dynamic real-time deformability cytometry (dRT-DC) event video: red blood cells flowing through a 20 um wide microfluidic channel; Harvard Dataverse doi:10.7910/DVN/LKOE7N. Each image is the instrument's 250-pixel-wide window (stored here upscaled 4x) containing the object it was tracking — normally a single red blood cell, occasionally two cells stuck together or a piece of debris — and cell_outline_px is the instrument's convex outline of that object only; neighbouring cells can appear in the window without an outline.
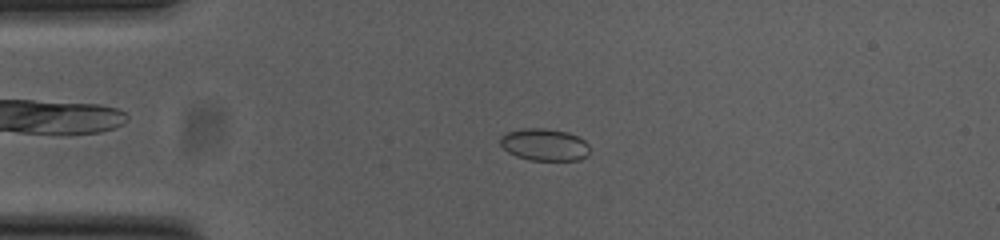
{"species": "common noctule bat (a hibernating species)", "species_latin": "Nyctalus noctula", "temperature_condition": "cold", "stored_images_in_passage": 53, "camera_frame_rate_fps": 3000, "um_per_image_px": 0.085, "animal": {"sex": "female", "body_mass_g": 23.0, "forearm_length_mm": 53.4}, "frame": {"image": 1, "passage_image": 12, "time_ms": 3.667, "image_size_px": [1000, 240], "cell_outline_px": [[588, 152], [580, 160], [528, 160], [516, 156], [508, 152], [500, 144], [500, 136], [508, 132], [524, 128], [544, 128], [568, 132], [584, 140], [588, 144]], "centroid_in_image_um": [46.25, 12.29], "position_along_channel_um": 38.8, "area_um2": 16.65}}
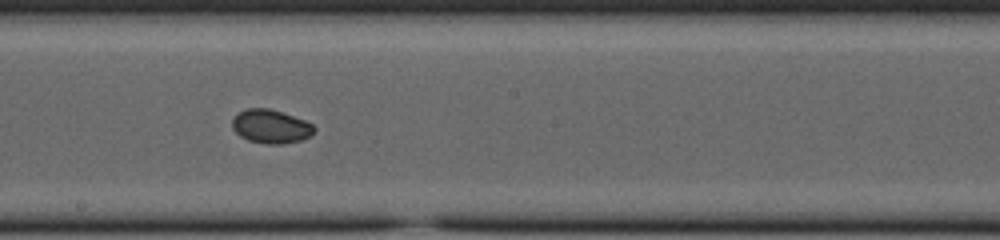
{"frame": {"image": 2, "passage_image": 29, "time_ms": 9.333, "image_size_px": [1000, 240], "cell_outline_px": [[316, 128], [308, 136], [300, 140], [280, 144], [268, 144], [248, 140], [240, 136], [232, 128], [232, 120], [240, 112], [248, 108], [268, 108], [304, 120], [312, 124]], "centroid_in_image_um": [22.99, 10.75], "position_along_channel_um": 225.2, "area_um2": 15.72}}
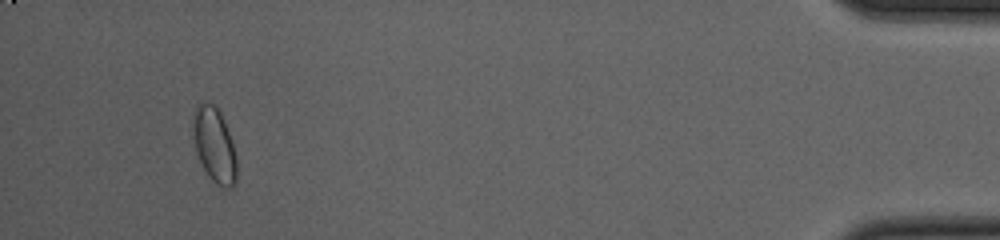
{"frame": {"image": 3, "passage_image": 50, "time_ms": 16.333, "image_size_px": [1000, 240], "cell_outline_px": [[236, 184], [228, 188], [224, 188], [216, 184], [208, 176], [196, 152], [196, 108], [200, 100], [216, 104], [220, 112], [228, 132], [232, 144], [236, 160]], "centroid_in_image_um": [18.27, 12.36], "position_along_channel_um": 416.9, "area_um2": 18.21}, "authors_computed_cell_mechanics": {"area_um2": 16.5886, "velocity_mm_per_s": 3.7925, "shape_relaxation_time_tau1_ms": 2.4955, "shape_relaxation_time_tau2_ms": 3.2549, "deformation_change_tau1": 0.0719, "deformation_change_tau2": 0.037}}